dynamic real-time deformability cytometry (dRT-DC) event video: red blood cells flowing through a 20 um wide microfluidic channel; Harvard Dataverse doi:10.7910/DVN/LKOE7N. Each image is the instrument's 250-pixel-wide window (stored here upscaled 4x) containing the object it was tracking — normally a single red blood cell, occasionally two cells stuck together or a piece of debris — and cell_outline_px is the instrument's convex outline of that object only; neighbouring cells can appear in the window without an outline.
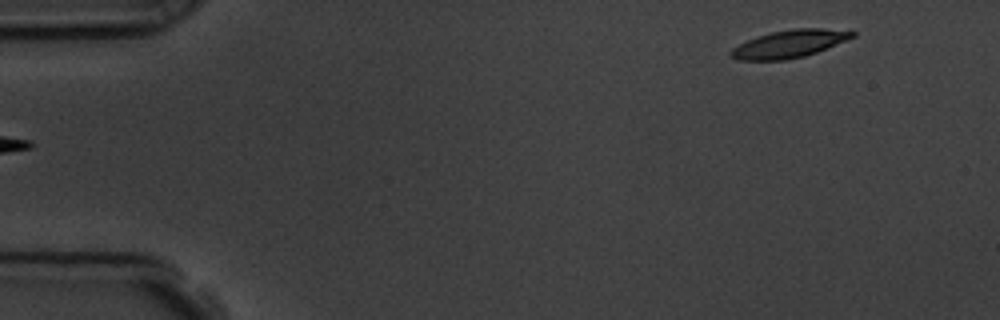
{"species": "common noctule bat (a hibernating species)", "species_latin": "Nyctalus noctula", "temperature_condition": "room temperature", "stored_images_in_passage": 6, "segment_of_instrument_passage": [2, 2], "camera_frame_rate_fps": 3000, "um_per_image_px": 0.085, "animal": {"sex": "male", "body_mass_g": 19.5, "forearm_length_mm": 54.6}, "frame": {"image": 1, "passage_image": 6, "time_ms": 5.667, "image_size_px": [1000, 320], "cell_outline_px": [[856, 36], [848, 40], [816, 52], [804, 56], [784, 60], [740, 60], [732, 56], [728, 52], [732, 48], [756, 36], [772, 32], [792, 28], [820, 28], [856, 32]], "centroid_in_image_um": [67.1, 3.72], "position_along_channel_um": 17.9, "area_um2": 19.42}}